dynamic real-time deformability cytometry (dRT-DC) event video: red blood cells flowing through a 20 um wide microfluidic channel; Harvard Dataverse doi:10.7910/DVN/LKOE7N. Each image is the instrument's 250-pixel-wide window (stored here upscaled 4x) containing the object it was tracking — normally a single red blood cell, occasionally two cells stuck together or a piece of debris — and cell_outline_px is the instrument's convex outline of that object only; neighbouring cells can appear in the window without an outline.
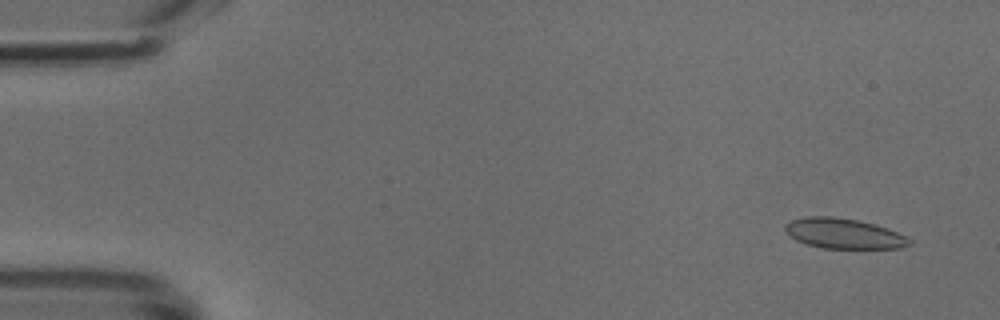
{"species": "common noctule bat (a hibernating species)", "species_latin": "Nyctalus noctula", "temperature_condition": "cold", "stored_images_in_passage": 49, "camera_frame_rate_fps": 3000, "um_per_image_px": 0.085, "animal": {"sex": "male", "body_mass_g": 18.8}, "frame": {"image": 1, "passage_image": 3, "time_ms": 0.667, "image_size_px": [1000, 320], "cell_outline_px": [[912, 244], [900, 248], [820, 248], [796, 240], [788, 236], [784, 228], [784, 224], [792, 220], [808, 216], [832, 216], [856, 220], [876, 224], [888, 228], [908, 236], [912, 240]], "centroid_in_image_um": [71.74, 19.85], "position_along_channel_um": 13.3, "area_um2": 22.08}}
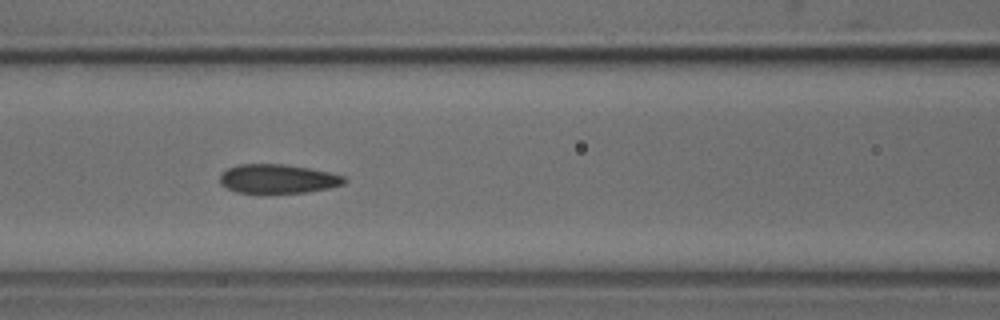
{"frame": {"image": 2, "passage_image": 21, "time_ms": 6.667, "image_size_px": [1000, 320], "cell_outline_px": [[348, 180], [344, 184], [328, 188], [308, 192], [264, 196], [236, 192], [220, 184], [220, 172], [236, 164], [284, 164], [308, 168], [328, 172], [344, 176]], "centroid_in_image_um": [23.57, 15.24], "position_along_channel_um": 143.0, "area_um2": 21.96}}
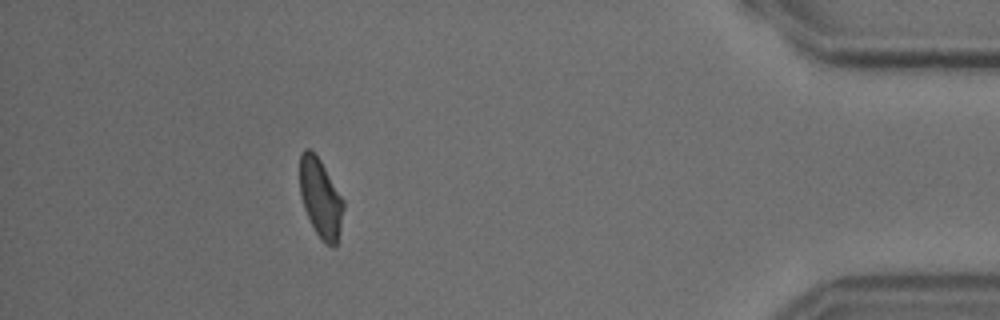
{"frame": {"image": 3, "passage_image": 44, "time_ms": 14.333, "image_size_px": [1000, 320], "cell_outline_px": [[344, 208], [336, 248], [332, 248], [324, 244], [316, 232], [304, 208], [300, 196], [300, 152], [304, 148], [312, 148], [320, 160], [344, 200]], "centroid_in_image_um": [27.24, 16.83], "position_along_channel_um": 408.0, "area_um2": 20.23}}